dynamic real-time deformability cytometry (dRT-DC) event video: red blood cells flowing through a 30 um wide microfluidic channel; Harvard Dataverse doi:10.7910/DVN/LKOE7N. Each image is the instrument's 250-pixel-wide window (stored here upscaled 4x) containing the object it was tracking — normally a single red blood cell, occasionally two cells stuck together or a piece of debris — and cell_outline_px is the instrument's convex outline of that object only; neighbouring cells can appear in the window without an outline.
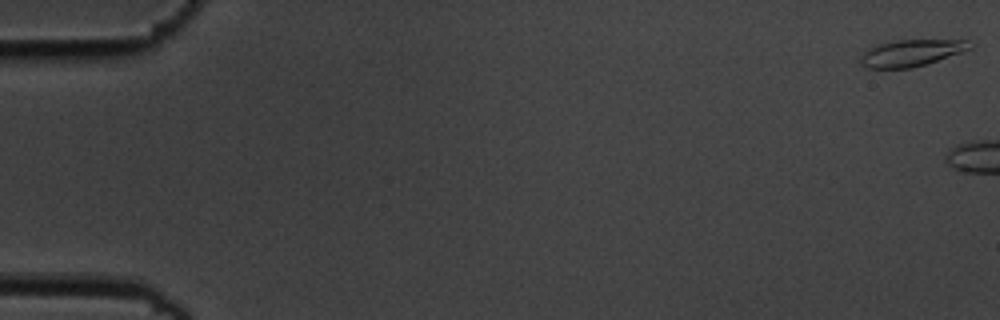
{"species": "common noctule bat (a hibernating species)", "species_latin": "Nyctalus noctula", "temperature_condition": "cold", "stored_images_in_passage": 5, "camera_frame_rate_fps": 3000, "um_per_image_px": 0.085, "animal": {"sex": "male", "body_mass_g": 19.5, "forearm_length_mm": 54.6}, "frame": {"image": 1, "passage_image": 1, "time_ms": 0.0, "image_size_px": [1000, 320], "cell_outline_px": [[972, 48], [924, 64], [908, 68], [864, 68], [860, 64], [860, 56], [868, 48], [880, 44], [896, 40], [968, 40]], "centroid_in_image_um": [77.38, 4.5], "position_along_channel_um": 7.6, "area_um2": 16.65}}